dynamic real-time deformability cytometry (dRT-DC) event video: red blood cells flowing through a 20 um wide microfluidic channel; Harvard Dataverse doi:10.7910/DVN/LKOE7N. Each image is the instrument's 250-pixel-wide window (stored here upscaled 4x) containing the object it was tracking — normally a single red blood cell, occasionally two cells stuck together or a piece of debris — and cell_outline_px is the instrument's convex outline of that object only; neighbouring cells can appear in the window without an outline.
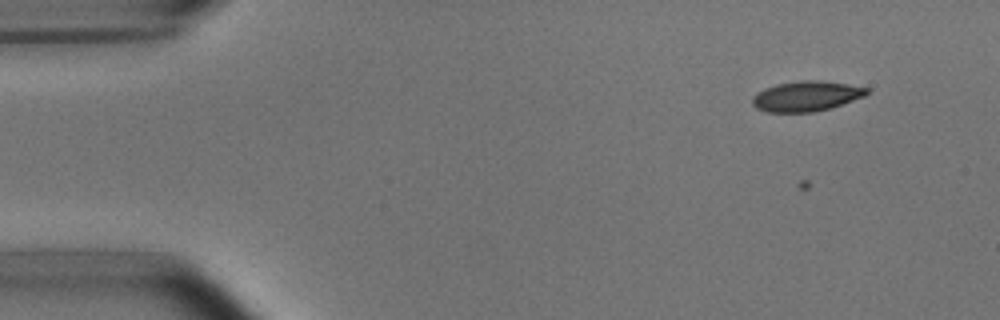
{"species": "common noctule bat (a hibernating species)", "species_latin": "Nyctalus noctula", "temperature_condition": "room temperature", "stored_images_in_passage": 6, "camera_frame_rate_fps": 3000, "um_per_image_px": 0.085, "animal": {"sex": "male", "body_mass_g": 15.6}, "frame": {"image": 1, "passage_image": 2, "time_ms": 2.0, "image_size_px": [1000, 320], "cell_outline_px": [[868, 92], [864, 96], [832, 108], [812, 112], [768, 112], [756, 108], [752, 104], [752, 96], [764, 88], [776, 84], [800, 80], [816, 80], [848, 84], [868, 88]], "centroid_in_image_um": [68.51, 8.17], "position_along_channel_um": 16.5, "area_um2": 20.11}}
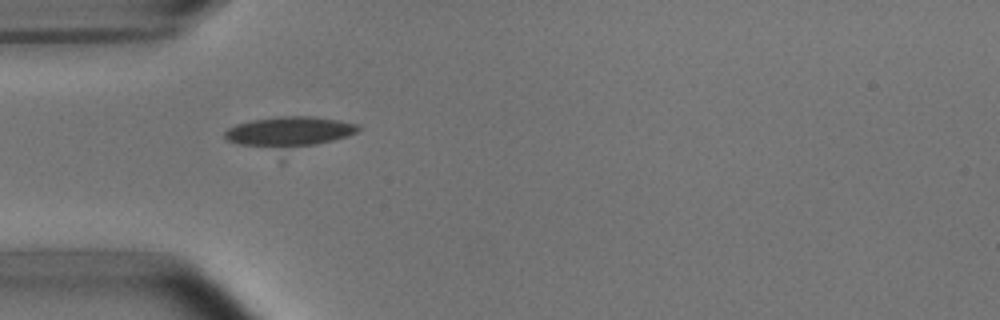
{"frame": {"image": 2, "passage_image": 5, "time_ms": 5.667, "image_size_px": [1000, 320], "cell_outline_px": [[360, 128], [356, 132], [348, 136], [284, 164], [280, 164], [228, 140], [224, 136], [224, 132], [228, 128], [236, 124], [252, 120], [276, 116], [312, 116], [336, 120], [356, 124]], "centroid_in_image_um": [24.51, 11.53], "position_along_channel_um": 60.5, "area_um2": 29.19}}